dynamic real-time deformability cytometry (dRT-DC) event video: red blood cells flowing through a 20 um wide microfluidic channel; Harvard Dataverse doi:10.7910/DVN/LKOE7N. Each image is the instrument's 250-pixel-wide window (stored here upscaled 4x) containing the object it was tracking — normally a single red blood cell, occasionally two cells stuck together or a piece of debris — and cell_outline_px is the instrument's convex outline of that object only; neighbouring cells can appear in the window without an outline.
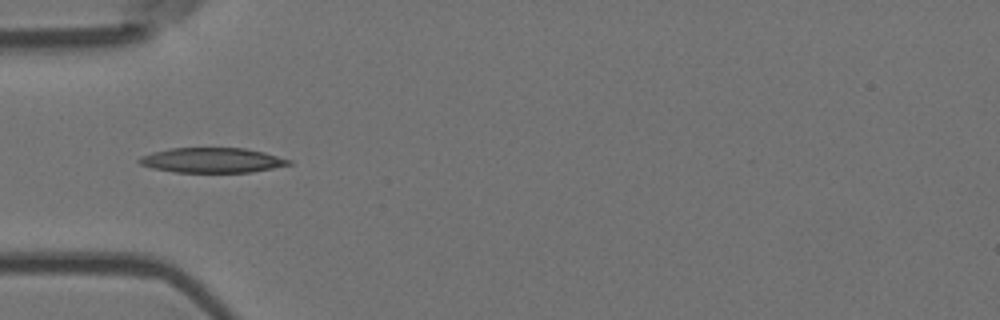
{"species": "Egyptian fruit bat (a non-hibernating species)", "species_latin": "Rousettus aegyptiacus", "temperature_condition": "room temperature", "stored_images_in_passage": 7, "camera_frame_rate_fps": 3000, "um_per_image_px": 0.085, "animal": {"sex": "female"}, "frame": {"image": 1, "passage_image": 4, "time_ms": 1.0, "image_size_px": [1000, 320], "cell_outline_px": [[292, 164], [252, 172], [172, 172], [152, 168], [140, 164], [136, 160], [140, 156], [152, 152], [172, 148], [244, 148], [264, 152], [292, 160]], "centroid_in_image_um": [18.01, 13.62], "position_along_channel_um": 67.0, "area_um2": 21.79}}
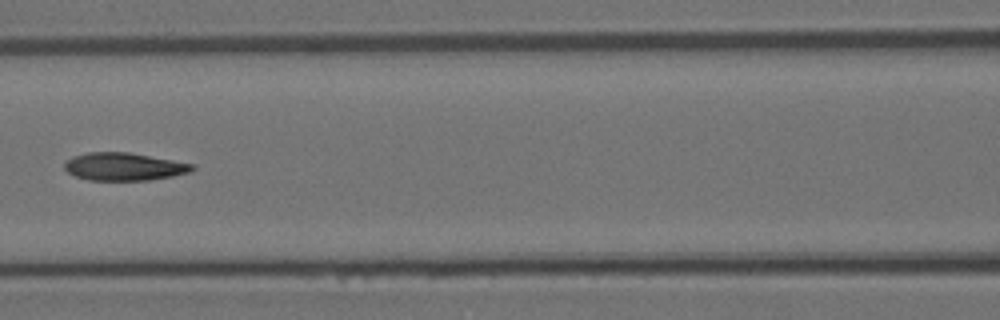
{"frame": {"image": 2, "passage_image": 6, "time_ms": 1.667, "image_size_px": [1000, 320], "cell_outline_px": [[196, 168], [192, 172], [172, 176], [148, 180], [88, 180], [76, 176], [68, 172], [64, 168], [64, 164], [72, 156], [88, 152], [128, 152], [196, 164]], "centroid_in_image_um": [10.58, 14.16], "position_along_channel_um": 156.0, "area_um2": 20.75}}
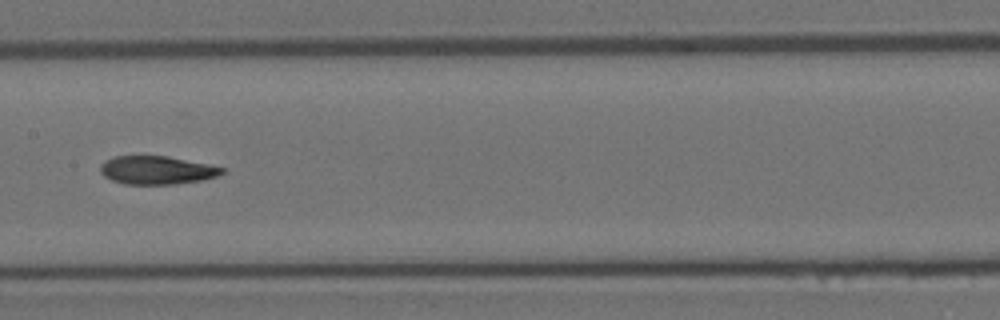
{"frame": {"image": 3, "passage_image": 7, "time_ms": 2.0, "image_size_px": [1000, 320], "cell_outline_px": [[224, 172], [216, 176], [200, 180], [176, 184], [124, 184], [112, 180], [104, 176], [100, 172], [100, 164], [104, 160], [112, 156], [168, 156], [208, 164], [224, 168]], "centroid_in_image_um": [13.28, 14.45], "position_along_channel_um": 194.1, "area_um2": 20.06}}